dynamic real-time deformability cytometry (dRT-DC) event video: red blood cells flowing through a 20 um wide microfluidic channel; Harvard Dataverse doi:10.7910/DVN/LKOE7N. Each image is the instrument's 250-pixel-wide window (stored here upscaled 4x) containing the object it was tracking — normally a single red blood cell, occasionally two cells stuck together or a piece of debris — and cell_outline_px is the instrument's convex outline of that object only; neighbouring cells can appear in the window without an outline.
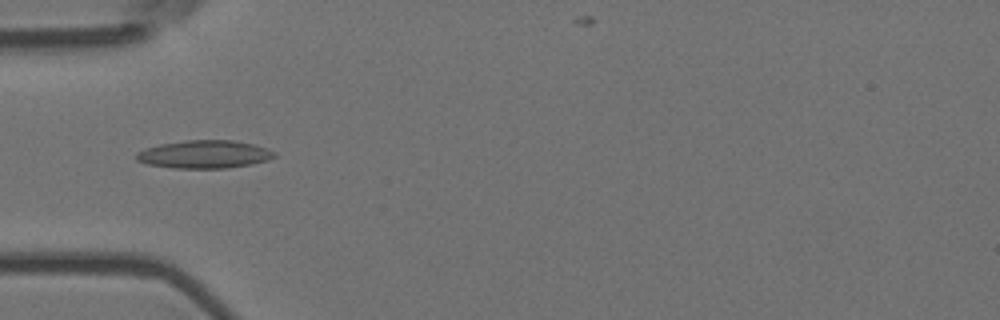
{"species": "Egyptian fruit bat (a non-hibernating species)", "species_latin": "Rousettus aegyptiacus", "temperature_condition": "room temperature", "stored_images_in_passage": 3, "camera_frame_rate_fps": 3000, "um_per_image_px": 0.085, "animal": {"sex": "female"}, "frame": {"image": 1, "passage_image": 2, "time_ms": 0.333, "image_size_px": [1000, 320], "cell_outline_px": [[276, 156], [268, 160], [252, 164], [228, 168], [172, 168], [144, 164], [136, 160], [136, 152], [144, 148], [160, 144], [184, 140], [232, 140], [252, 144], [276, 152]], "centroid_in_image_um": [17.32, 13.12], "position_along_channel_um": 67.7, "area_um2": 22.66}}
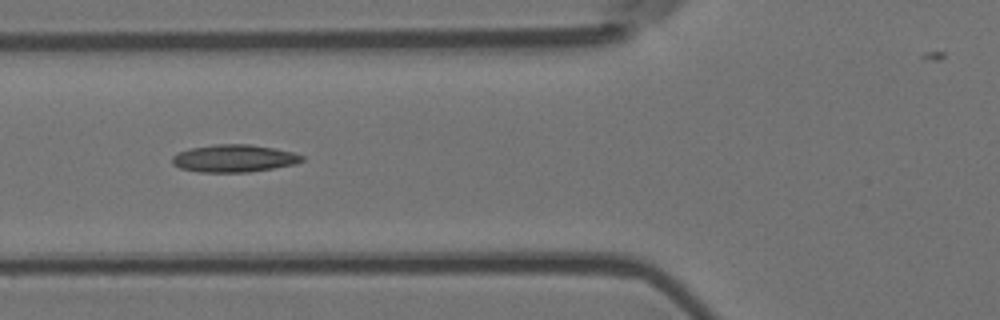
{"frame": {"image": 2, "passage_image": 3, "time_ms": 0.667, "image_size_px": [1000, 320], "cell_outline_px": [[304, 160], [296, 164], [248, 172], [200, 172], [180, 168], [172, 164], [172, 156], [176, 152], [192, 148], [216, 144], [252, 144], [292, 152], [304, 156]], "centroid_in_image_um": [19.87, 13.46], "position_along_channel_um": 105.9, "area_um2": 20.75}}